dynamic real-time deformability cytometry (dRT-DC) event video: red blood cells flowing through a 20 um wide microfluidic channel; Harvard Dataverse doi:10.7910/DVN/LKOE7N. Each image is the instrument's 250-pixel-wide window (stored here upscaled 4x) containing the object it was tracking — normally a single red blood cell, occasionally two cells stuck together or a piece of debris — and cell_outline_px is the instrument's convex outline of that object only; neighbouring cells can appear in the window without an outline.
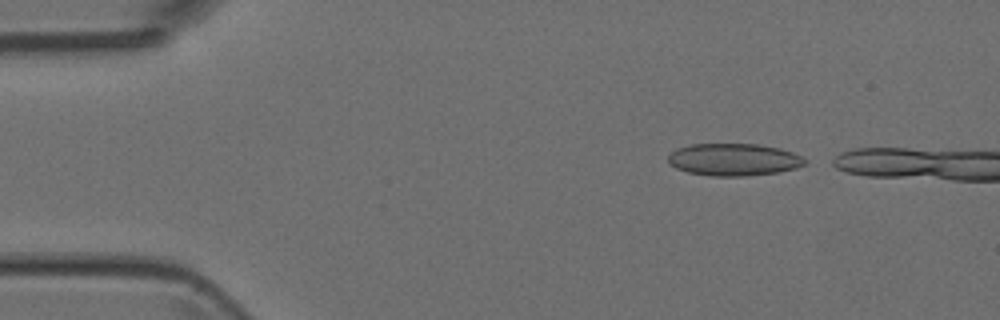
{"species": "Egyptian fruit bat (a non-hibernating species)", "species_latin": "Rousettus aegyptiacus", "temperature_condition": "room temperature", "stored_images_in_passage": 28, "camera_frame_rate_fps": 3000, "um_per_image_px": 0.085, "animal": {"sex": "female"}, "frame": {"image": 1, "passage_image": 1, "time_ms": 0.0, "image_size_px": [1000, 320], "cell_outline_px": [[808, 160], [804, 164], [796, 168], [780, 172], [744, 176], [712, 176], [688, 172], [676, 168], [668, 160], [668, 156], [676, 148], [688, 144], [760, 144], [780, 148], [792, 152]], "centroid_in_image_um": [62.38, 13.56], "position_along_channel_um": 22.6, "area_um2": 25.78}}
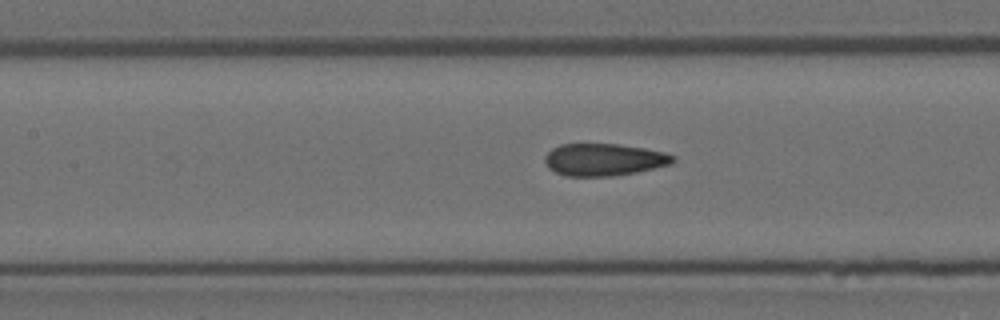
{"frame": {"image": 2, "passage_image": 16, "time_ms": 5.0, "image_size_px": [1000, 320], "cell_outline_px": [[676, 160], [672, 164], [636, 172], [612, 176], [564, 176], [548, 168], [544, 160], [544, 156], [552, 148], [560, 144], [620, 144], [644, 148], [664, 152], [676, 156]], "centroid_in_image_um": [51.34, 13.57], "position_along_channel_um": 156.1, "area_um2": 24.22}}
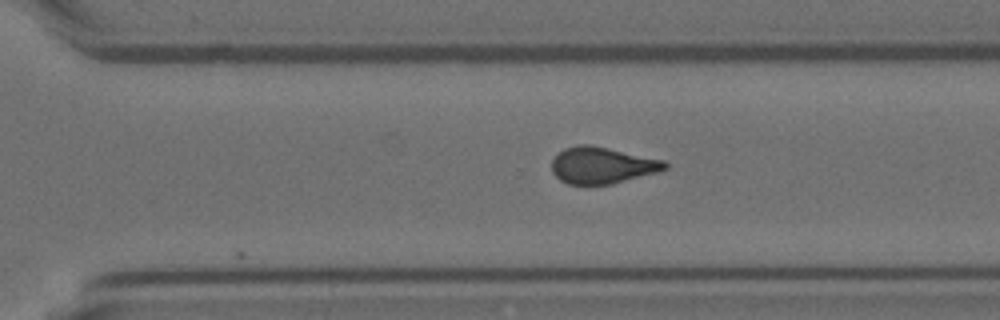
{"frame": {"image": 3, "passage_image": 28, "time_ms": 9.0, "image_size_px": [1000, 320], "cell_outline_px": [[668, 168], [660, 172], [612, 184], [568, 184], [560, 180], [552, 172], [552, 160], [564, 148], [580, 144], [588, 144], [608, 148], [664, 160], [668, 164]], "centroid_in_image_um": [51.21, 14.06], "position_along_channel_um": 319.4, "area_um2": 24.1}}